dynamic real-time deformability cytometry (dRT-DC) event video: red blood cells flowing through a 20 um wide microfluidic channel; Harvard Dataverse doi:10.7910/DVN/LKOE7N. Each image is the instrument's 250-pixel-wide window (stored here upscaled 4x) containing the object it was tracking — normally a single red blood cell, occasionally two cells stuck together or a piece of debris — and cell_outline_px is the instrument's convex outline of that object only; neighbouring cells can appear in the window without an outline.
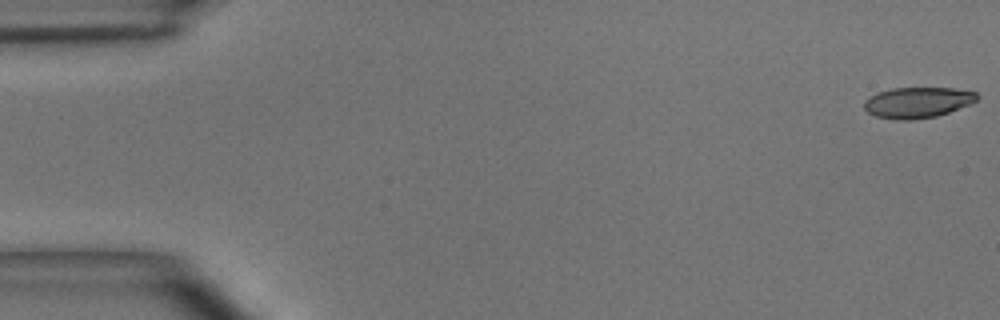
{"species": "common noctule bat (a hibernating species)", "species_latin": "Nyctalus noctula", "temperature_condition": "room temperature", "stored_images_in_passage": 50, "camera_frame_rate_fps": 3000, "um_per_image_px": 0.085, "animal": {"sex": "male", "body_mass_g": 15.6}, "frame": {"image": 1, "passage_image": 1, "time_ms": 0.0, "image_size_px": [1000, 320], "cell_outline_px": [[980, 96], [976, 100], [968, 104], [948, 112], [936, 116], [912, 120], [896, 120], [876, 116], [868, 112], [864, 108], [864, 100], [876, 92], [892, 88], [952, 88], [976, 92]], "centroid_in_image_um": [77.95, 8.7], "position_along_channel_um": 7.0, "area_um2": 20.17}}
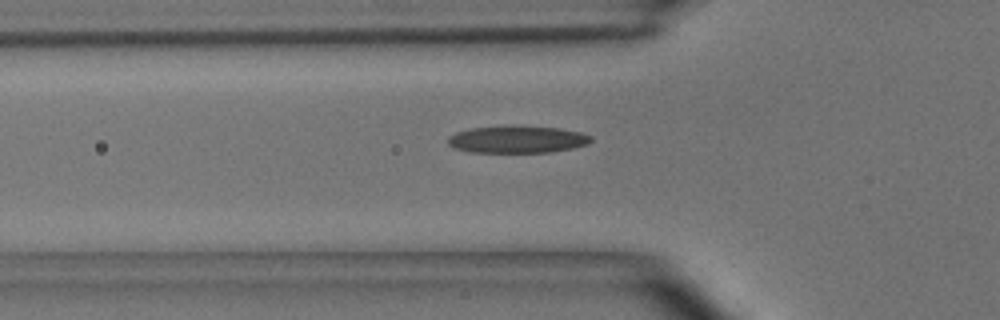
{"frame": {"image": 2, "passage_image": 17, "time_ms": 5.333, "image_size_px": [1000, 320], "cell_outline_px": [[592, 140], [588, 144], [572, 148], [552, 152], [468, 152], [452, 148], [448, 144], [448, 136], [456, 132], [468, 128], [516, 124], [560, 128], [580, 132], [592, 136]], "centroid_in_image_um": [43.94, 11.83], "position_along_channel_um": 81.9, "area_um2": 23.29}}
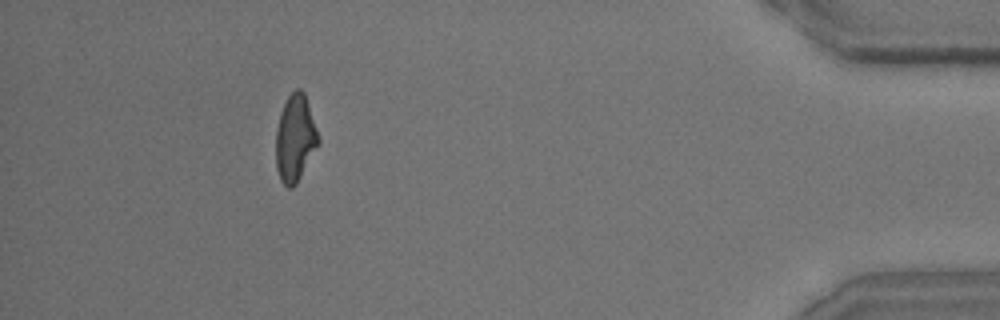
{"frame": {"image": 3, "passage_image": 46, "time_ms": 15.0, "image_size_px": [1000, 320], "cell_outline_px": [[320, 144], [296, 184], [292, 188], [288, 188], [280, 180], [276, 168], [276, 128], [280, 112], [288, 96], [296, 88], [300, 88], [304, 92], [320, 140]], "centroid_in_image_um": [25.08, 11.77], "position_along_channel_um": 410.1, "area_um2": 21.56}, "authors_computed_cell_mechanics": {"area_um2": 21.675, "velocity_mm_per_s": 3.9771, "shape_relaxation_time_tau1_ms": 5.4592, "shape_relaxation_time_tau2_ms": 3.0917, "deformation_change_tau1": 0.181, "deformation_change_tau2": 0.1167}}